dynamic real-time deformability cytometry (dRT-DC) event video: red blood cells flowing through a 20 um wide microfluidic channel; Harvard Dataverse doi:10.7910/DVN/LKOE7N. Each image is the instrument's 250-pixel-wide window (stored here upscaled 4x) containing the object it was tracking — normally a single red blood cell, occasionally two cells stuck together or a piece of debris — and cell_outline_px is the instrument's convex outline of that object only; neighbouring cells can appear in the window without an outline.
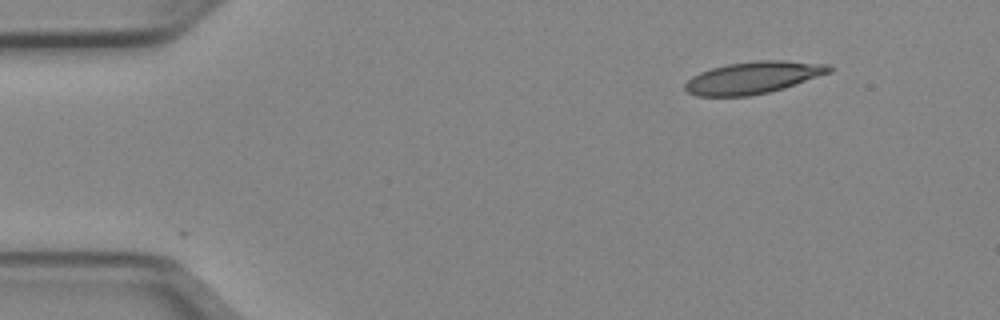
{"species": "Egyptian fruit bat (a non-hibernating species)", "species_latin": "Rousettus aegyptiacus", "temperature_condition": "cold", "stored_images_in_passage": 46, "camera_frame_rate_fps": 3000, "um_per_image_px": 0.085, "animal": {"sex": "female"}, "frame": {"image": 1, "passage_image": 1, "time_ms": 0.0, "image_size_px": [1000, 320], "cell_outline_px": [[832, 72], [784, 88], [768, 92], [748, 96], [696, 96], [688, 92], [684, 88], [684, 84], [692, 76], [700, 72], [712, 68], [728, 64], [756, 60], [784, 60], [832, 64]], "centroid_in_image_um": [64.05, 6.59], "position_along_channel_um": 21.0, "area_um2": 27.05}}
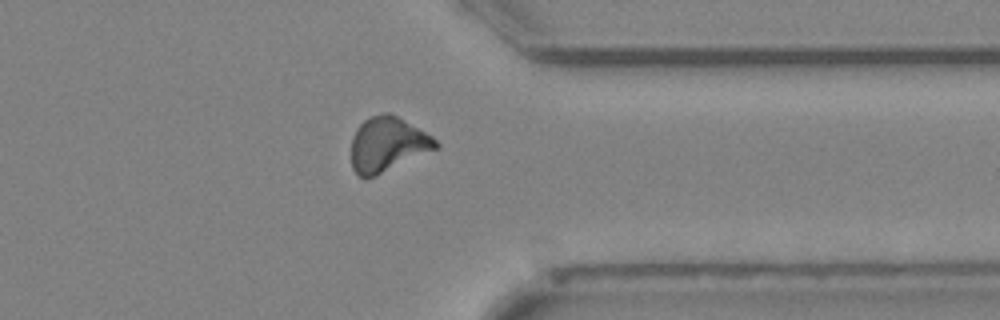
{"frame": {"image": 2, "passage_image": 35, "time_ms": 11.333, "image_size_px": [1000, 320], "cell_outline_px": [[440, 148], [364, 180], [352, 168], [352, 136], [356, 128], [364, 120], [372, 116], [384, 112], [388, 112], [396, 116], [432, 136], [440, 144]], "centroid_in_image_um": [32.94, 12.28], "position_along_channel_um": 378.5, "area_um2": 26.76}}
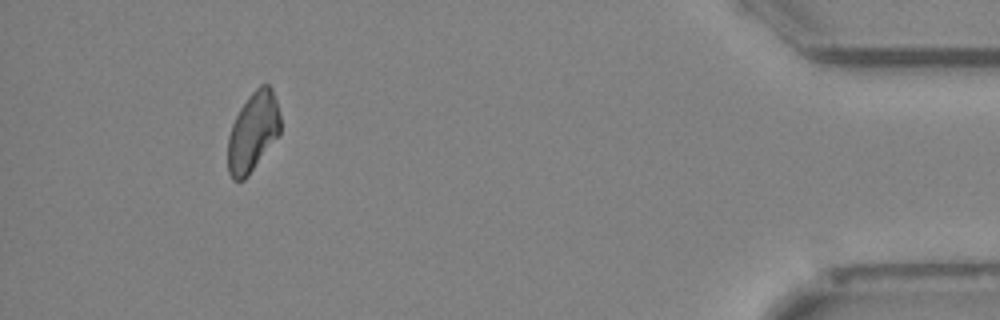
{"frame": {"image": 3, "passage_image": 42, "time_ms": 13.667, "image_size_px": [1000, 320], "cell_outline_px": [[280, 132], [248, 176], [244, 180], [232, 180], [228, 172], [228, 136], [232, 124], [240, 108], [248, 96], [260, 84], [268, 84], [272, 88], [276, 100], [280, 116]], "centroid_in_image_um": [21.48, 11.2], "position_along_channel_um": 413.7, "area_um2": 24.1}, "authors_computed_cell_mechanics": {"area_um2": 26.3857, "velocity_mm_per_s": 3.9543, "shape_relaxation_time_tau1_ms": null, "shape_relaxation_time_tau2_ms": 5.1736, "deformation_change_tau1": null, "deformation_change_tau2": 0.1536}}